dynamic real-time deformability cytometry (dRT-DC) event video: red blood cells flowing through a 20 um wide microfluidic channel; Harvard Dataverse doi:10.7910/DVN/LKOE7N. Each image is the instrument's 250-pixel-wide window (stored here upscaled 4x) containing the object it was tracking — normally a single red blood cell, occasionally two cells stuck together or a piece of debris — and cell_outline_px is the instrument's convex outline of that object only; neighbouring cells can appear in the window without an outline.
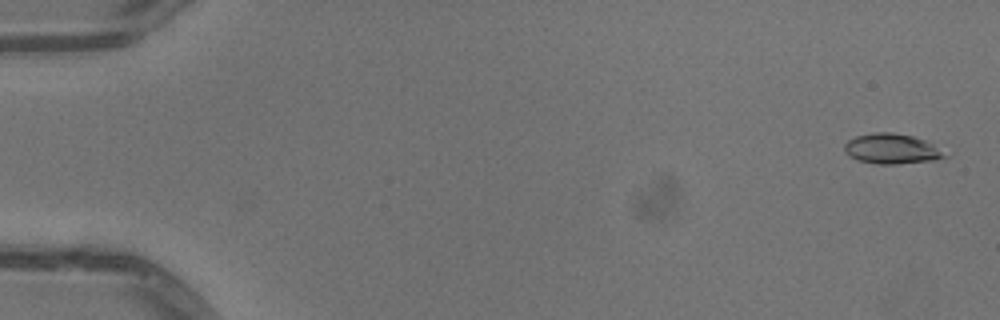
{"species": "common noctule bat (a hibernating species)", "species_latin": "Nyctalus noctula", "temperature_condition": "warm", "stored_images_in_passage": 52, "camera_frame_rate_fps": 3000, "um_per_image_px": 0.085, "animal": {"sex": "male", "body_mass_g": 13.3}, "frame": {"image": 1, "passage_image": 2, "time_ms": 0.333, "image_size_px": [1000, 320], "cell_outline_px": [[948, 156], [936, 160], [896, 164], [876, 164], [860, 160], [848, 156], [844, 152], [844, 144], [848, 140], [856, 136], [872, 132], [892, 132], [912, 136], [924, 140], [932, 144]], "centroid_in_image_um": [75.75, 12.65], "position_along_channel_um": 9.2, "area_um2": 17.57}}
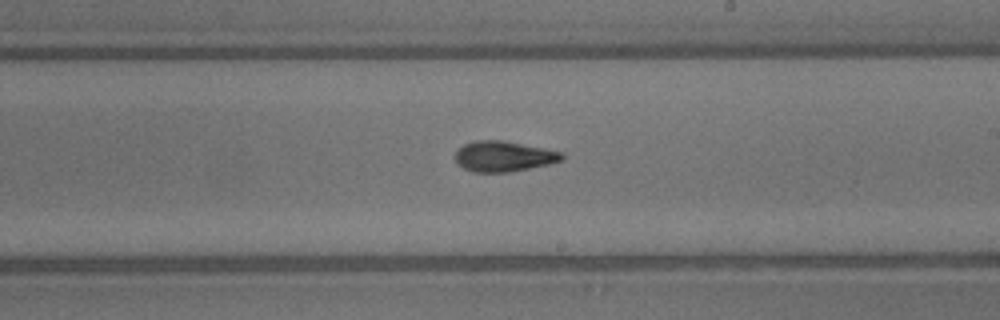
{"frame": {"image": 2, "passage_image": 31, "time_ms": 10.0, "image_size_px": [1000, 320], "cell_outline_px": [[564, 160], [552, 164], [508, 172], [472, 172], [456, 164], [456, 152], [464, 144], [476, 140], [504, 140], [564, 152]], "centroid_in_image_um": [42.85, 13.29], "position_along_channel_um": 246.1, "area_um2": 19.13}}
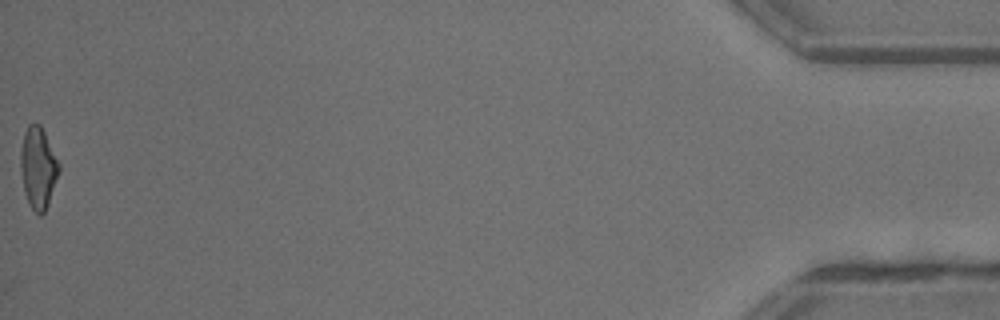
{"frame": {"image": 3, "passage_image": 52, "time_ms": 17.0, "image_size_px": [1000, 320], "cell_outline_px": [[60, 168], [48, 204], [44, 212], [40, 216], [28, 204], [24, 192], [20, 172], [20, 152], [24, 132], [28, 124], [40, 124], [60, 164]], "centroid_in_image_um": [3.22, 14.27], "position_along_channel_um": 432.0, "area_um2": 18.15}, "authors_computed_cell_mechanics": {"area_um2": 18.1492, "velocity_mm_per_s": 4.0882, "shape_relaxation_time_tau1_ms": 4.8808, "shape_relaxation_time_tau2_ms": 3.156, "deformation_change_tau1": 0.1977, "deformation_change_tau2": 0.0903}}